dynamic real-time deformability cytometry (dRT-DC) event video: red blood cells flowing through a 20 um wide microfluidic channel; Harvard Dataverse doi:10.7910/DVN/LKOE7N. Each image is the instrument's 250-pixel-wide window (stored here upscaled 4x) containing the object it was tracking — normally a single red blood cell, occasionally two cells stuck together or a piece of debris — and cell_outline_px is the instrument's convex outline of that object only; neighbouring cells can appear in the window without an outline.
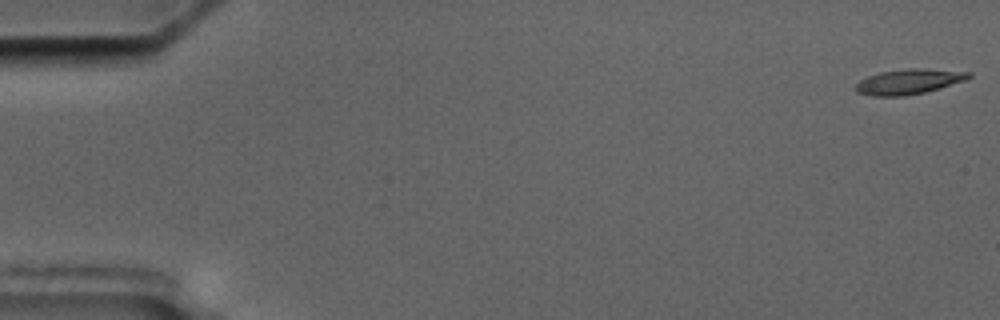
{"species": "common noctule bat (a hibernating species)", "species_latin": "Nyctalus noctula", "temperature_condition": "cold", "stored_images_in_passage": 8, "camera_frame_rate_fps": 3000, "um_per_image_px": 0.085, "animal": {"sex": "male", "body_mass_g": 17.5, "forearm_length_mm": 52.3}, "frame": {"image": 1, "passage_image": 1, "time_ms": 0.0, "image_size_px": [1000, 320], "cell_outline_px": [[972, 76], [964, 80], [940, 88], [924, 92], [904, 96], [872, 96], [856, 92], [856, 84], [860, 80], [868, 76], [880, 72], [908, 68], [924, 68], [972, 72]], "centroid_in_image_um": [77.25, 6.93], "position_along_channel_um": 7.8, "area_um2": 16.53}}
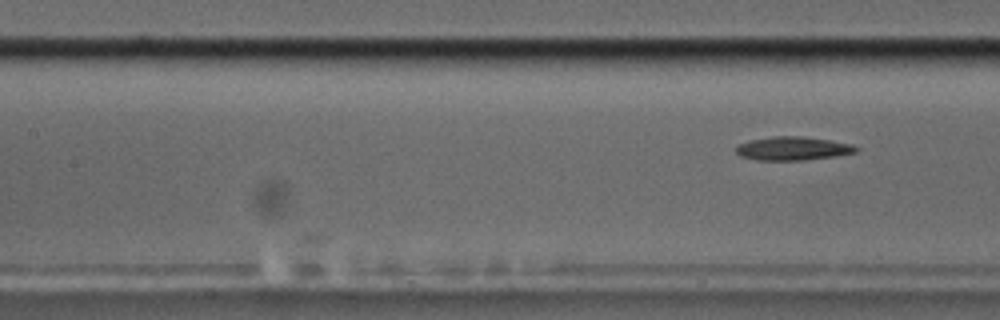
{"frame": {"image": 2, "passage_image": 8, "time_ms": 8.0, "image_size_px": [1000, 320], "cell_outline_px": [[860, 148], [856, 152], [836, 156], [804, 160], [756, 160], [740, 156], [736, 152], [736, 148], [740, 144], [748, 140], [772, 136], [804, 136], [852, 144]], "centroid_in_image_um": [67.39, 12.62], "position_along_channel_um": 140.0, "area_um2": 16.53}}